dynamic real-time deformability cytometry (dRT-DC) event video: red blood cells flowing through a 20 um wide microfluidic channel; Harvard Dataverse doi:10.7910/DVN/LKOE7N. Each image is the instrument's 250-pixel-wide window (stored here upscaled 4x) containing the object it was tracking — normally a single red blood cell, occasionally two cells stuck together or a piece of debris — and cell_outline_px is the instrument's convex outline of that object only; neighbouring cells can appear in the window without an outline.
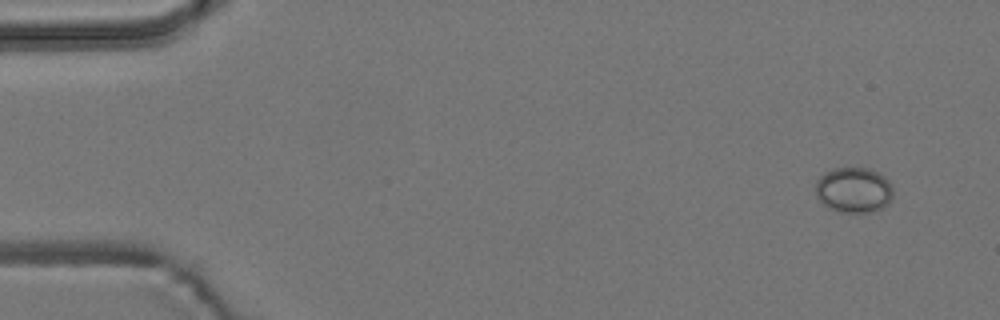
{"species": "common noctule bat (a hibernating species)", "species_latin": "Nyctalus noctula", "temperature_condition": "room temperature", "stored_images_in_passage": 8, "camera_frame_rate_fps": 3000, "um_per_image_px": 0.085, "animal": {"sex": "male", "body_mass_g": 19.2, "forearm_length_mm": 51.8}, "frame": {"image": 1, "passage_image": 1, "time_ms": 0.0, "image_size_px": [1000, 320], "cell_outline_px": [[892, 200], [884, 208], [876, 212], [840, 212], [828, 208], [816, 196], [816, 180], [824, 172], [832, 168], [868, 168], [880, 172], [892, 184]], "centroid_in_image_um": [72.59, 16.15], "position_along_channel_um": 12.4, "area_um2": 20.92}}
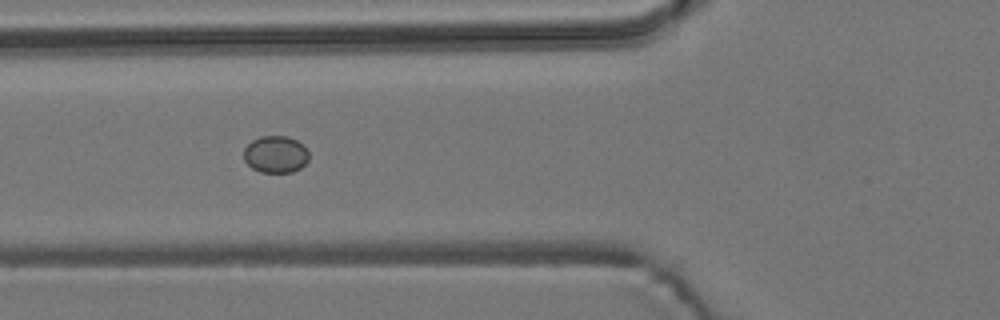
{"frame": {"image": 2, "passage_image": 6, "time_ms": 1.667, "image_size_px": [1000, 320], "cell_outline_px": [[308, 160], [300, 168], [292, 172], [260, 172], [252, 168], [244, 160], [244, 148], [252, 140], [260, 136], [288, 136], [296, 140], [308, 152]], "centroid_in_image_um": [23.4, 13.12], "position_along_channel_um": 102.4, "area_um2": 13.93}}
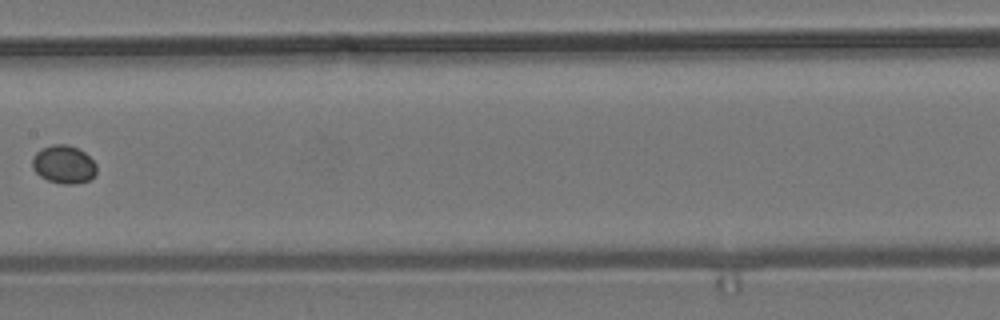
{"frame": {"image": 3, "passage_image": 8, "time_ms": 2.333, "image_size_px": [1000, 320], "cell_outline_px": [[96, 172], [88, 180], [76, 184], [64, 184], [48, 180], [40, 176], [32, 168], [32, 156], [40, 148], [52, 144], [68, 144], [84, 152], [96, 164]], "centroid_in_image_um": [5.38, 13.96], "position_along_channel_um": 202.0, "area_um2": 14.28}}